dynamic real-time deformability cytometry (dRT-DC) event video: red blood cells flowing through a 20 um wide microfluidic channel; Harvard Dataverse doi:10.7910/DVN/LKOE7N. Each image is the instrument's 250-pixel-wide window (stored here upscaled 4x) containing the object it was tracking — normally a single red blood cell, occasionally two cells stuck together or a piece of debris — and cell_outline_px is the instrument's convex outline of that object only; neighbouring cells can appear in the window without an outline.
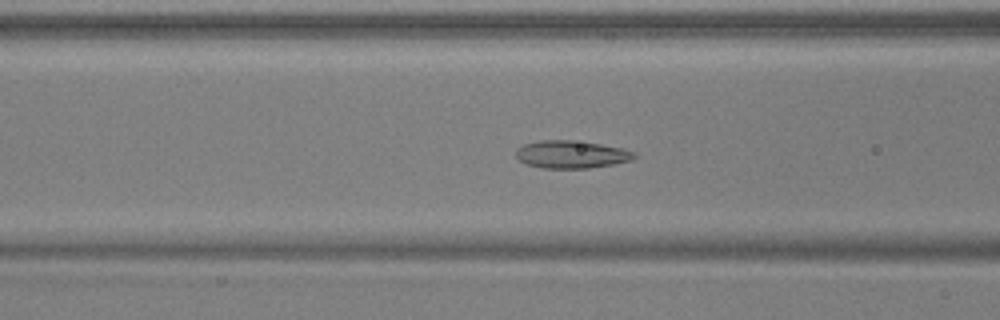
{"species": "common noctule bat (a hibernating species)", "species_latin": "Nyctalus noctula", "temperature_condition": "warm", "stored_images_in_passage": 51, "camera_frame_rate_fps": 3000, "um_per_image_px": 0.085, "animal": {"sex": "male", "body_mass_g": 17.9, "forearm_length_mm": 54.2}, "frame": {"image": 1, "passage_image": 20, "time_ms": 6.333, "image_size_px": [1000, 320], "cell_outline_px": [[636, 156], [632, 160], [612, 164], [588, 168], [540, 168], [528, 164], [520, 160], [516, 156], [516, 148], [524, 144], [540, 140], [572, 140], [600, 144], [624, 148], [636, 152]], "centroid_in_image_um": [48.58, 13.12], "position_along_channel_um": 118.0, "area_um2": 19.07}}
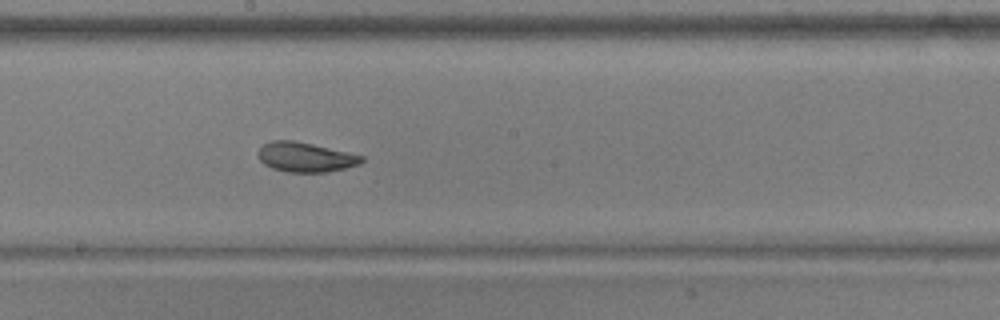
{"frame": {"image": 2, "passage_image": 28, "time_ms": 9.0, "image_size_px": [1000, 320], "cell_outline_px": [[364, 160], [360, 164], [328, 172], [288, 172], [272, 168], [264, 164], [260, 160], [256, 152], [264, 144], [272, 140], [292, 140], [312, 144], [364, 156]], "centroid_in_image_um": [25.94, 13.36], "position_along_channel_um": 222.3, "area_um2": 17.8}}
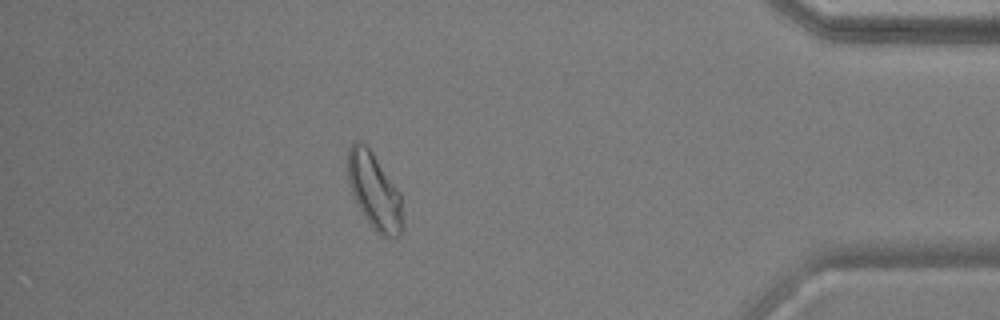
{"frame": {"image": 3, "passage_image": 45, "time_ms": 14.667, "image_size_px": [1000, 320], "cell_outline_px": [[404, 224], [400, 236], [380, 236], [372, 228], [356, 204], [348, 180], [348, 148], [352, 140], [360, 140], [372, 152], [400, 192]], "centroid_in_image_um": [31.83, 16.26], "position_along_channel_um": 403.4, "area_um2": 24.51}, "authors_computed_cell_mechanics": {"area_um2": 20.3456, "velocity_mm_per_s": 3.9062, "shape_relaxation_time_tau1_ms": 5.3502, "shape_relaxation_time_tau2_ms": 1.8754, "deformation_change_tau1": 0.119, "deformation_change_tau2": 0.075}}